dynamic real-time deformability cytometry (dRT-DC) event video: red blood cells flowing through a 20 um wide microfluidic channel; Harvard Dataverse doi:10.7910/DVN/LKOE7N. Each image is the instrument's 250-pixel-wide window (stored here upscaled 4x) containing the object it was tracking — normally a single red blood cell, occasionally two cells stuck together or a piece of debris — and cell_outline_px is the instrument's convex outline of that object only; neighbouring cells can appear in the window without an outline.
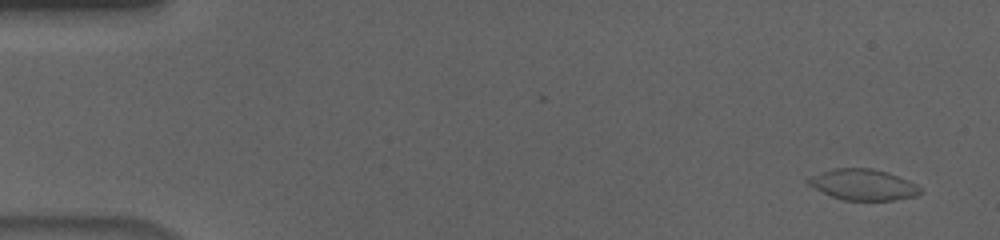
{"species": "human", "species_latin": "Homo sapiens", "temperature_condition": "cold", "stored_images_in_passage": 54, "camera_frame_rate_fps": 3000, "um_per_image_px": 0.085, "donor": {"sex": "male"}, "frame": {"image": 1, "passage_image": 1, "time_ms": 0.0, "image_size_px": [1000, 240], "cell_outline_px": [[924, 192], [916, 196], [892, 200], [844, 200], [832, 196], [808, 184], [804, 180], [808, 176], [836, 168], [872, 168], [888, 172], [908, 180], [916, 184]], "centroid_in_image_um": [73.38, 15.69], "position_along_channel_um": 11.6, "area_um2": 20.17}}
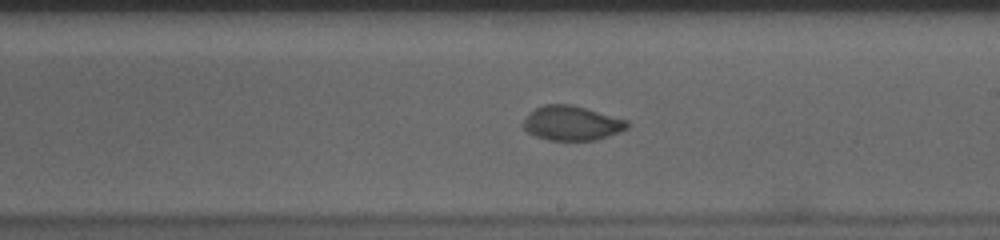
{"frame": {"image": 2, "passage_image": 31, "time_ms": 10.0, "image_size_px": [1000, 240], "cell_outline_px": [[628, 128], [620, 132], [596, 140], [548, 140], [536, 136], [528, 132], [520, 124], [528, 112], [544, 104], [572, 104], [628, 120]], "centroid_in_image_um": [48.57, 10.46], "position_along_channel_um": 240.4, "area_um2": 21.1}}
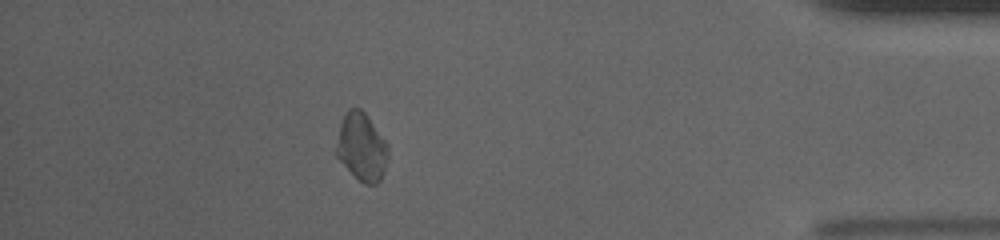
{"frame": {"image": 3, "passage_image": 48, "time_ms": 15.667, "image_size_px": [1000, 240], "cell_outline_px": [[388, 156], [384, 172], [380, 180], [376, 184], [364, 184], [336, 156], [336, 144], [340, 124], [348, 108], [360, 108], [368, 116], [388, 144]], "centroid_in_image_um": [30.75, 12.48], "position_along_channel_um": 404.4, "area_um2": 20.23}, "authors_computed_cell_mechanics": {"area_um2": 20.9814, "velocity_mm_per_s": 3.6617, "shape_relaxation_time_tau1_ms": null, "shape_relaxation_time_tau2_ms": 2.6396, "deformation_change_tau1": null, "deformation_change_tau2": 0.0475}}